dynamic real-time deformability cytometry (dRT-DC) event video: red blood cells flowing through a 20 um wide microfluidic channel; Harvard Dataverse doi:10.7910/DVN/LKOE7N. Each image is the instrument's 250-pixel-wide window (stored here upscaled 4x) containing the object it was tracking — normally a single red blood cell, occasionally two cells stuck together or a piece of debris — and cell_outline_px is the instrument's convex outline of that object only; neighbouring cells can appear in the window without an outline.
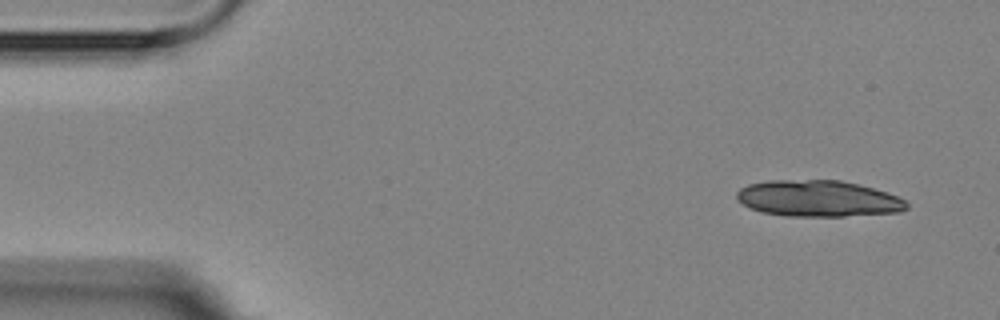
{"species": "Egyptian fruit bat (a non-hibernating species)", "species_latin": "Rousettus aegyptiacus", "temperature_condition": "room temperature", "stored_images_in_passage": 3, "camera_frame_rate_fps": 3000, "um_per_image_px": 0.085, "animal": {"sex": "female"}, "frame": {"image": 1, "passage_image": 1, "time_ms": 0.0, "image_size_px": [1000, 320], "cell_outline_px": [[908, 208], [900, 212], [844, 216], [784, 216], [764, 212], [752, 208], [736, 200], [736, 192], [740, 188], [748, 184], [768, 180], [840, 180], [888, 192], [904, 200], [908, 204]], "centroid_in_image_um": [69.53, 16.87], "position_along_channel_um": 15.5, "area_um2": 35.89}}